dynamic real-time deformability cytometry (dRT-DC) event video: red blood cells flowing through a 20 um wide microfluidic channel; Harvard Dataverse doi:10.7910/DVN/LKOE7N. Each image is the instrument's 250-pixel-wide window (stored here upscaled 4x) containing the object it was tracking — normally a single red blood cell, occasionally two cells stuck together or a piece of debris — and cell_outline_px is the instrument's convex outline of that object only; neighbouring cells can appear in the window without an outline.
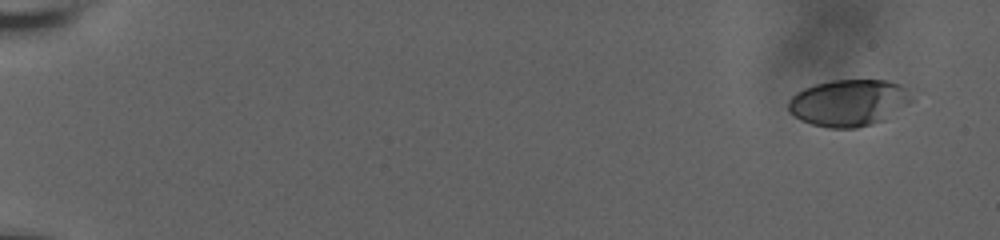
{"species": "human", "species_latin": "Homo sapiens", "temperature_condition": "room temperature", "stored_images_in_passage": 8, "camera_frame_rate_fps": 3000, "um_per_image_px": 0.085, "donor": {"sex": "male"}, "frame": {"image": 1, "passage_image": 1, "time_ms": 0.0, "image_size_px": [1000, 240], "cell_outline_px": [[916, 100], [884, 120], [872, 124], [856, 128], [828, 128], [812, 124], [800, 120], [788, 108], [788, 100], [796, 92], [804, 88], [816, 84], [832, 80], [888, 80], [900, 84], [908, 88]], "centroid_in_image_um": [72.21, 8.73], "position_along_channel_um": 12.8, "area_um2": 33.93}}
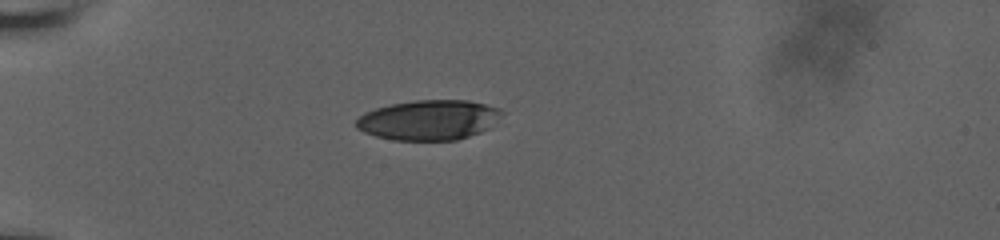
{"frame": {"image": 2, "passage_image": 6, "time_ms": 5.333, "image_size_px": [1000, 240], "cell_outline_px": [[504, 112], [492, 128], [456, 140], [392, 140], [376, 136], [364, 132], [356, 128], [356, 120], [364, 112], [376, 108], [392, 104], [416, 100], [468, 100], [500, 108]], "centroid_in_image_um": [36.48, 10.2], "position_along_channel_um": 48.5, "area_um2": 34.1}}
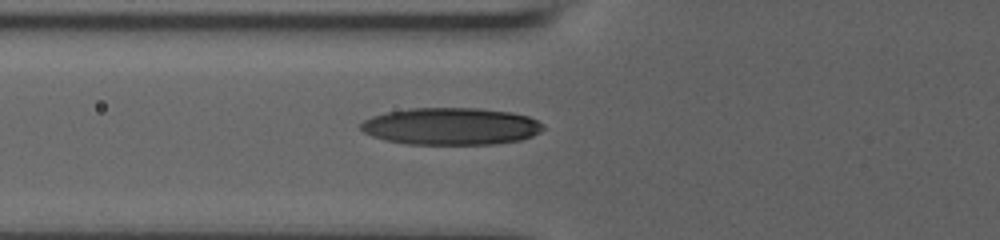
{"frame": {"image": 3, "passage_image": 8, "time_ms": 7.333, "image_size_px": [1000, 240], "cell_outline_px": [[544, 128], [540, 132], [532, 136], [520, 140], [492, 144], [404, 144], [384, 140], [372, 136], [364, 132], [360, 128], [360, 124], [364, 120], [372, 116], [388, 112], [412, 108], [476, 108], [512, 112], [528, 116], [536, 120]], "centroid_in_image_um": [38.31, 10.74], "position_along_channel_um": 87.5, "area_um2": 39.42}}